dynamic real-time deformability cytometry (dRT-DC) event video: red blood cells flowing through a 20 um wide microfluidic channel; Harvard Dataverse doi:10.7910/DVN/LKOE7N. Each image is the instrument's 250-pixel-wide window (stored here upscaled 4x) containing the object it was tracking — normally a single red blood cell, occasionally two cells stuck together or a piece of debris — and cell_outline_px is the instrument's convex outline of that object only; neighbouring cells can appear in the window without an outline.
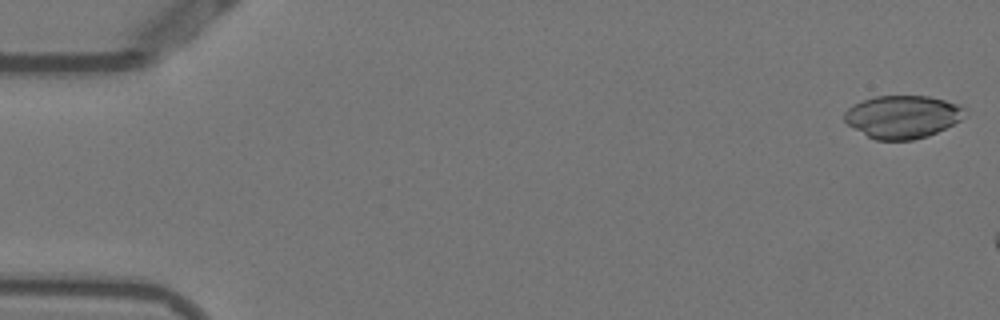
{"species": "Egyptian fruit bat (a non-hibernating species)", "species_latin": "Rousettus aegyptiacus", "temperature_condition": "warm", "stored_images_in_passage": 7, "camera_frame_rate_fps": 3000, "um_per_image_px": 0.085, "animal": {"sex": "female"}, "frame": {"image": 1, "passage_image": 1, "time_ms": 0.0, "image_size_px": [1000, 320], "cell_outline_px": [[968, 108], [960, 120], [928, 136], [912, 140], [876, 140], [868, 136], [848, 124], [844, 120], [844, 112], [852, 104], [876, 96], [928, 96], [964, 104]], "centroid_in_image_um": [76.75, 9.91], "position_along_channel_um": 8.2, "area_um2": 30.11}}